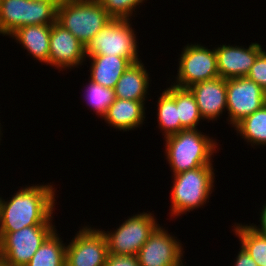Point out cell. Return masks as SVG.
<instances>
[{
	"label": "cell",
	"mask_w": 266,
	"mask_h": 266,
	"mask_svg": "<svg viewBox=\"0 0 266 266\" xmlns=\"http://www.w3.org/2000/svg\"><path fill=\"white\" fill-rule=\"evenodd\" d=\"M52 183L31 184L18 189L11 198L0 196V232H15L34 225H55L56 189Z\"/></svg>",
	"instance_id": "obj_1"
},
{
	"label": "cell",
	"mask_w": 266,
	"mask_h": 266,
	"mask_svg": "<svg viewBox=\"0 0 266 266\" xmlns=\"http://www.w3.org/2000/svg\"><path fill=\"white\" fill-rule=\"evenodd\" d=\"M163 139L165 157L173 175L201 166L214 165L213 153H217L220 146L216 138L209 137L198 128L184 129Z\"/></svg>",
	"instance_id": "obj_2"
},
{
	"label": "cell",
	"mask_w": 266,
	"mask_h": 266,
	"mask_svg": "<svg viewBox=\"0 0 266 266\" xmlns=\"http://www.w3.org/2000/svg\"><path fill=\"white\" fill-rule=\"evenodd\" d=\"M213 165L201 166L179 174H174L171 187L170 217L176 219L195 209L203 208L215 187V169Z\"/></svg>",
	"instance_id": "obj_3"
},
{
	"label": "cell",
	"mask_w": 266,
	"mask_h": 266,
	"mask_svg": "<svg viewBox=\"0 0 266 266\" xmlns=\"http://www.w3.org/2000/svg\"><path fill=\"white\" fill-rule=\"evenodd\" d=\"M113 18L97 0H59L56 22L84 46Z\"/></svg>",
	"instance_id": "obj_4"
},
{
	"label": "cell",
	"mask_w": 266,
	"mask_h": 266,
	"mask_svg": "<svg viewBox=\"0 0 266 266\" xmlns=\"http://www.w3.org/2000/svg\"><path fill=\"white\" fill-rule=\"evenodd\" d=\"M131 20L112 19L84 46L85 56L115 55L139 62L137 32ZM138 49V50H137ZM139 57V58H138Z\"/></svg>",
	"instance_id": "obj_5"
},
{
	"label": "cell",
	"mask_w": 266,
	"mask_h": 266,
	"mask_svg": "<svg viewBox=\"0 0 266 266\" xmlns=\"http://www.w3.org/2000/svg\"><path fill=\"white\" fill-rule=\"evenodd\" d=\"M59 0H0V35L27 25L56 22Z\"/></svg>",
	"instance_id": "obj_6"
},
{
	"label": "cell",
	"mask_w": 266,
	"mask_h": 266,
	"mask_svg": "<svg viewBox=\"0 0 266 266\" xmlns=\"http://www.w3.org/2000/svg\"><path fill=\"white\" fill-rule=\"evenodd\" d=\"M160 224L152 212L133 214L115 230L101 229L107 242L108 253L137 255L138 251Z\"/></svg>",
	"instance_id": "obj_7"
},
{
	"label": "cell",
	"mask_w": 266,
	"mask_h": 266,
	"mask_svg": "<svg viewBox=\"0 0 266 266\" xmlns=\"http://www.w3.org/2000/svg\"><path fill=\"white\" fill-rule=\"evenodd\" d=\"M55 230V225H34L15 232H0L3 261L14 266H25Z\"/></svg>",
	"instance_id": "obj_8"
},
{
	"label": "cell",
	"mask_w": 266,
	"mask_h": 266,
	"mask_svg": "<svg viewBox=\"0 0 266 266\" xmlns=\"http://www.w3.org/2000/svg\"><path fill=\"white\" fill-rule=\"evenodd\" d=\"M178 58V70L173 85L189 88L191 85L220 77L215 48L208 49L199 43H188Z\"/></svg>",
	"instance_id": "obj_9"
},
{
	"label": "cell",
	"mask_w": 266,
	"mask_h": 266,
	"mask_svg": "<svg viewBox=\"0 0 266 266\" xmlns=\"http://www.w3.org/2000/svg\"><path fill=\"white\" fill-rule=\"evenodd\" d=\"M107 255V242L102 231L84 225L66 244L65 266H105Z\"/></svg>",
	"instance_id": "obj_10"
},
{
	"label": "cell",
	"mask_w": 266,
	"mask_h": 266,
	"mask_svg": "<svg viewBox=\"0 0 266 266\" xmlns=\"http://www.w3.org/2000/svg\"><path fill=\"white\" fill-rule=\"evenodd\" d=\"M226 89V121L233 128L264 105L263 88L247 77L226 79Z\"/></svg>",
	"instance_id": "obj_11"
},
{
	"label": "cell",
	"mask_w": 266,
	"mask_h": 266,
	"mask_svg": "<svg viewBox=\"0 0 266 266\" xmlns=\"http://www.w3.org/2000/svg\"><path fill=\"white\" fill-rule=\"evenodd\" d=\"M181 241L159 225L137 253L140 266H185Z\"/></svg>",
	"instance_id": "obj_12"
},
{
	"label": "cell",
	"mask_w": 266,
	"mask_h": 266,
	"mask_svg": "<svg viewBox=\"0 0 266 266\" xmlns=\"http://www.w3.org/2000/svg\"><path fill=\"white\" fill-rule=\"evenodd\" d=\"M84 45L57 22L51 26L49 65L59 72L81 67L86 61Z\"/></svg>",
	"instance_id": "obj_13"
},
{
	"label": "cell",
	"mask_w": 266,
	"mask_h": 266,
	"mask_svg": "<svg viewBox=\"0 0 266 266\" xmlns=\"http://www.w3.org/2000/svg\"><path fill=\"white\" fill-rule=\"evenodd\" d=\"M246 47V48H245ZM244 45L220 44L215 47L217 69L223 79L246 77L257 56L263 51L257 42L248 47Z\"/></svg>",
	"instance_id": "obj_14"
},
{
	"label": "cell",
	"mask_w": 266,
	"mask_h": 266,
	"mask_svg": "<svg viewBox=\"0 0 266 266\" xmlns=\"http://www.w3.org/2000/svg\"><path fill=\"white\" fill-rule=\"evenodd\" d=\"M195 96L199 112L204 120L217 121L227 111L226 79L216 77L197 82L189 87ZM226 109V110H225Z\"/></svg>",
	"instance_id": "obj_15"
},
{
	"label": "cell",
	"mask_w": 266,
	"mask_h": 266,
	"mask_svg": "<svg viewBox=\"0 0 266 266\" xmlns=\"http://www.w3.org/2000/svg\"><path fill=\"white\" fill-rule=\"evenodd\" d=\"M146 101H136L115 98L103 116L105 123L116 129L126 132L142 127L145 120Z\"/></svg>",
	"instance_id": "obj_16"
},
{
	"label": "cell",
	"mask_w": 266,
	"mask_h": 266,
	"mask_svg": "<svg viewBox=\"0 0 266 266\" xmlns=\"http://www.w3.org/2000/svg\"><path fill=\"white\" fill-rule=\"evenodd\" d=\"M52 24L27 25L16 29L11 37L25 49L29 56L49 65V41Z\"/></svg>",
	"instance_id": "obj_17"
},
{
	"label": "cell",
	"mask_w": 266,
	"mask_h": 266,
	"mask_svg": "<svg viewBox=\"0 0 266 266\" xmlns=\"http://www.w3.org/2000/svg\"><path fill=\"white\" fill-rule=\"evenodd\" d=\"M149 75L142 60L132 63L116 83L115 98L146 101L150 94L148 89L152 81Z\"/></svg>",
	"instance_id": "obj_18"
},
{
	"label": "cell",
	"mask_w": 266,
	"mask_h": 266,
	"mask_svg": "<svg viewBox=\"0 0 266 266\" xmlns=\"http://www.w3.org/2000/svg\"><path fill=\"white\" fill-rule=\"evenodd\" d=\"M86 57L91 62L88 80L110 89L115 88L119 78L133 63L128 58L115 55H93Z\"/></svg>",
	"instance_id": "obj_19"
},
{
	"label": "cell",
	"mask_w": 266,
	"mask_h": 266,
	"mask_svg": "<svg viewBox=\"0 0 266 266\" xmlns=\"http://www.w3.org/2000/svg\"><path fill=\"white\" fill-rule=\"evenodd\" d=\"M176 102L178 118L185 129H197L203 120L195 99L189 88H181L171 84L164 89Z\"/></svg>",
	"instance_id": "obj_20"
},
{
	"label": "cell",
	"mask_w": 266,
	"mask_h": 266,
	"mask_svg": "<svg viewBox=\"0 0 266 266\" xmlns=\"http://www.w3.org/2000/svg\"><path fill=\"white\" fill-rule=\"evenodd\" d=\"M60 236L56 229L25 266H65L66 243Z\"/></svg>",
	"instance_id": "obj_21"
},
{
	"label": "cell",
	"mask_w": 266,
	"mask_h": 266,
	"mask_svg": "<svg viewBox=\"0 0 266 266\" xmlns=\"http://www.w3.org/2000/svg\"><path fill=\"white\" fill-rule=\"evenodd\" d=\"M234 130L252 148L266 146V105L240 121Z\"/></svg>",
	"instance_id": "obj_22"
},
{
	"label": "cell",
	"mask_w": 266,
	"mask_h": 266,
	"mask_svg": "<svg viewBox=\"0 0 266 266\" xmlns=\"http://www.w3.org/2000/svg\"><path fill=\"white\" fill-rule=\"evenodd\" d=\"M232 228L233 234L240 241V246L251 256L258 266H266V236L258 233L250 224L235 222Z\"/></svg>",
	"instance_id": "obj_23"
},
{
	"label": "cell",
	"mask_w": 266,
	"mask_h": 266,
	"mask_svg": "<svg viewBox=\"0 0 266 266\" xmlns=\"http://www.w3.org/2000/svg\"><path fill=\"white\" fill-rule=\"evenodd\" d=\"M157 101V128L163 132L164 138L184 130L178 118L175 100L164 90Z\"/></svg>",
	"instance_id": "obj_24"
},
{
	"label": "cell",
	"mask_w": 266,
	"mask_h": 266,
	"mask_svg": "<svg viewBox=\"0 0 266 266\" xmlns=\"http://www.w3.org/2000/svg\"><path fill=\"white\" fill-rule=\"evenodd\" d=\"M87 84L86 90H84L86 92L84 93V100H87L86 107H90L97 116L103 118L107 109L115 100L114 89L106 88L91 80Z\"/></svg>",
	"instance_id": "obj_25"
},
{
	"label": "cell",
	"mask_w": 266,
	"mask_h": 266,
	"mask_svg": "<svg viewBox=\"0 0 266 266\" xmlns=\"http://www.w3.org/2000/svg\"><path fill=\"white\" fill-rule=\"evenodd\" d=\"M113 19L130 20L145 0H97ZM147 2V0H146ZM132 16V17H131Z\"/></svg>",
	"instance_id": "obj_26"
},
{
	"label": "cell",
	"mask_w": 266,
	"mask_h": 266,
	"mask_svg": "<svg viewBox=\"0 0 266 266\" xmlns=\"http://www.w3.org/2000/svg\"><path fill=\"white\" fill-rule=\"evenodd\" d=\"M261 88H266V51L265 49L257 56L246 76Z\"/></svg>",
	"instance_id": "obj_27"
},
{
	"label": "cell",
	"mask_w": 266,
	"mask_h": 266,
	"mask_svg": "<svg viewBox=\"0 0 266 266\" xmlns=\"http://www.w3.org/2000/svg\"><path fill=\"white\" fill-rule=\"evenodd\" d=\"M105 266H140L137 255H115L108 253Z\"/></svg>",
	"instance_id": "obj_28"
},
{
	"label": "cell",
	"mask_w": 266,
	"mask_h": 266,
	"mask_svg": "<svg viewBox=\"0 0 266 266\" xmlns=\"http://www.w3.org/2000/svg\"><path fill=\"white\" fill-rule=\"evenodd\" d=\"M239 252L235 257L234 266H258L251 256L240 246Z\"/></svg>",
	"instance_id": "obj_29"
},
{
	"label": "cell",
	"mask_w": 266,
	"mask_h": 266,
	"mask_svg": "<svg viewBox=\"0 0 266 266\" xmlns=\"http://www.w3.org/2000/svg\"><path fill=\"white\" fill-rule=\"evenodd\" d=\"M259 222L260 224L257 226L256 224L252 223L250 224L251 227L256 230L258 233L266 236V203L262 205Z\"/></svg>",
	"instance_id": "obj_30"
},
{
	"label": "cell",
	"mask_w": 266,
	"mask_h": 266,
	"mask_svg": "<svg viewBox=\"0 0 266 266\" xmlns=\"http://www.w3.org/2000/svg\"><path fill=\"white\" fill-rule=\"evenodd\" d=\"M263 95H264V105H266V88L263 89Z\"/></svg>",
	"instance_id": "obj_31"
},
{
	"label": "cell",
	"mask_w": 266,
	"mask_h": 266,
	"mask_svg": "<svg viewBox=\"0 0 266 266\" xmlns=\"http://www.w3.org/2000/svg\"><path fill=\"white\" fill-rule=\"evenodd\" d=\"M0 266H14V265L7 264L6 262L3 261Z\"/></svg>",
	"instance_id": "obj_32"
},
{
	"label": "cell",
	"mask_w": 266,
	"mask_h": 266,
	"mask_svg": "<svg viewBox=\"0 0 266 266\" xmlns=\"http://www.w3.org/2000/svg\"><path fill=\"white\" fill-rule=\"evenodd\" d=\"M1 128H2V127H1V123H0V141L2 140L1 137H2V135H3L2 131H1V130H2Z\"/></svg>",
	"instance_id": "obj_33"
},
{
	"label": "cell",
	"mask_w": 266,
	"mask_h": 266,
	"mask_svg": "<svg viewBox=\"0 0 266 266\" xmlns=\"http://www.w3.org/2000/svg\"><path fill=\"white\" fill-rule=\"evenodd\" d=\"M2 262H3V257L1 256V253H0V265Z\"/></svg>",
	"instance_id": "obj_34"
}]
</instances>
